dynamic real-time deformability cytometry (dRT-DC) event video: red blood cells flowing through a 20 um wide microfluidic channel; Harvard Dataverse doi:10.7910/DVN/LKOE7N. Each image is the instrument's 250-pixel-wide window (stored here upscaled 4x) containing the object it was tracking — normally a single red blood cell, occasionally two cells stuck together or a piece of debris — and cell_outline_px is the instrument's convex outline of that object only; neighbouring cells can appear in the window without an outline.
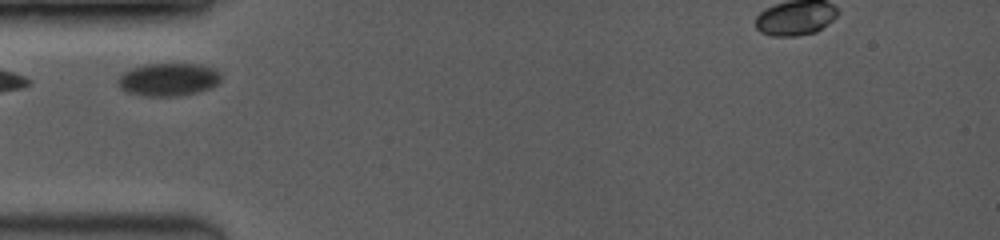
{"species": "common noctule bat (a hibernating species)", "species_latin": "Nyctalus noctula", "temperature_condition": "room temperature", "stored_images_in_passage": 9, "camera_frame_rate_fps": 3500, "um_per_image_px": 0.085, "animal": {"sex": "female", "body_mass_g": 19.0, "forearm_length_mm": 53.3}, "frame": {"image": 1, "passage_image": 1, "time_ms": 0.0, "image_size_px": [1000, 240], "cell_outline_px": [[220, 80], [212, 88], [196, 92], [176, 96], [144, 96], [124, 92], [120, 88], [116, 80], [124, 72], [132, 68], [148, 64], [204, 64], [216, 68], [220, 72]], "centroid_in_image_um": [14.32, 6.76], "position_along_channel_um": 70.7, "area_um2": 19.94}}
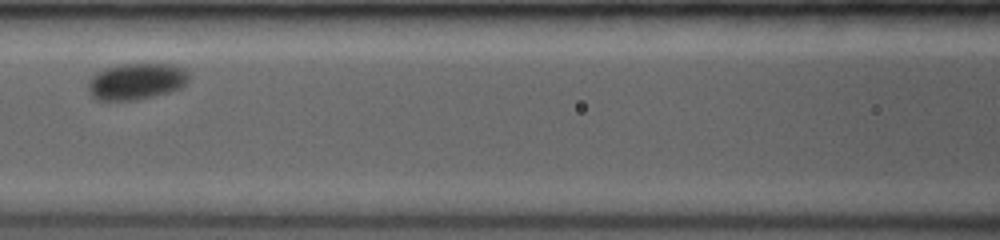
{"frame": {"image": 2, "passage_image": 6, "time_ms": 2.286, "image_size_px": [1000, 240], "cell_outline_px": [[188, 80], [180, 88], [168, 92], [136, 100], [96, 100], [88, 92], [88, 80], [96, 72], [120, 64], [168, 64], [184, 68], [188, 76]], "centroid_in_image_um": [11.55, 6.92], "position_along_channel_um": 155.1, "area_um2": 21.21}}
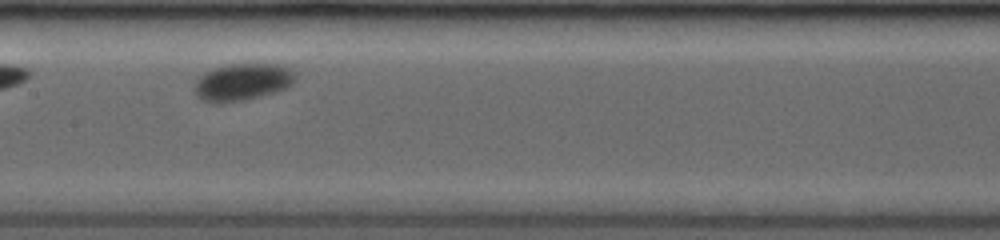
{"frame": {"image": 3, "passage_image": 8, "time_ms": 3.143, "image_size_px": [1000, 240], "cell_outline_px": [[296, 80], [288, 88], [260, 96], [244, 100], [220, 104], [212, 104], [200, 100], [196, 96], [192, 88], [196, 80], [204, 72], [228, 64], [276, 64], [288, 68], [296, 72]], "centroid_in_image_um": [20.57, 7.0], "position_along_channel_um": 186.8, "area_um2": 22.25}}